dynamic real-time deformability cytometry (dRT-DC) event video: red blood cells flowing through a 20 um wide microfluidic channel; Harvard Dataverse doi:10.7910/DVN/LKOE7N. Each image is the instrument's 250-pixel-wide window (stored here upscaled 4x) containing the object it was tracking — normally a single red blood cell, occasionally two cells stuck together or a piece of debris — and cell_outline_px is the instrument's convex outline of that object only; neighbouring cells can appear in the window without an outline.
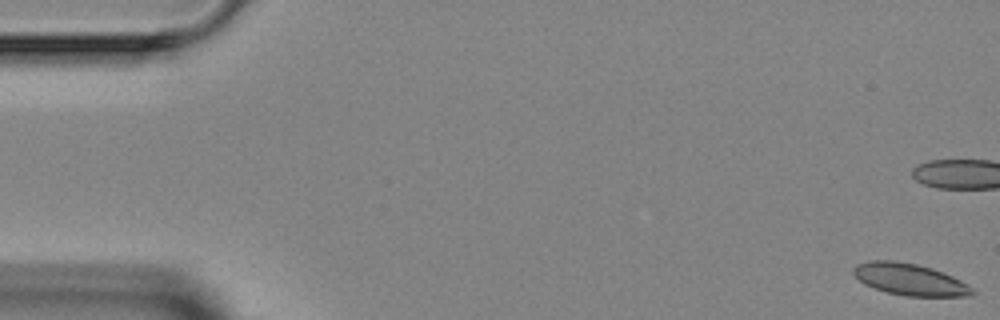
{"species": "Egyptian fruit bat (a non-hibernating species)", "species_latin": "Rousettus aegyptiacus", "temperature_condition": "room temperature", "stored_images_in_passage": 5, "camera_frame_rate_fps": 3000, "um_per_image_px": 0.085, "animal": {"sex": "female"}, "frame": {"image": 1, "passage_image": 1, "time_ms": 0.0, "image_size_px": [1000, 320], "cell_outline_px": [[976, 292], [972, 296], [904, 296], [884, 292], [864, 284], [852, 272], [852, 268], [856, 264], [872, 260], [896, 260], [916, 264], [932, 268], [952, 276], [968, 284]], "centroid_in_image_um": [77.32, 23.75], "position_along_channel_um": 7.7, "area_um2": 22.14}}